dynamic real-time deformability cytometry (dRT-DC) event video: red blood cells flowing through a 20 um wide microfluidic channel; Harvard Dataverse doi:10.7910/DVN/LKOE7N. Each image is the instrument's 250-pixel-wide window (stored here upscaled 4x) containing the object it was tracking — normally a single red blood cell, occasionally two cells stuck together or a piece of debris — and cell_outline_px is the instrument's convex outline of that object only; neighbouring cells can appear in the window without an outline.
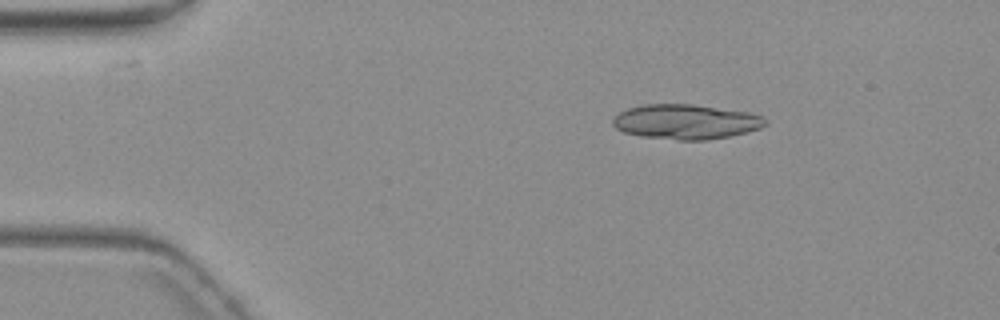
{"species": "common noctule bat (a hibernating species)", "species_latin": "Nyctalus noctula", "temperature_condition": "warm", "stored_images_in_passage": 3, "camera_frame_rate_fps": 3000, "um_per_image_px": 0.085, "animal": {"sex": "female", "body_mass_g": 19.3, "forearm_length_mm": 54.1}, "frame": {"image": 1, "passage_image": 1, "time_ms": 0.0, "image_size_px": [1000, 320], "cell_outline_px": [[768, 124], [760, 128], [748, 132], [708, 140], [676, 140], [640, 136], [624, 132], [616, 128], [612, 124], [612, 120], [620, 112], [628, 108], [644, 104], [692, 104], [748, 112], [760, 116], [768, 120]], "centroid_in_image_um": [58.3, 10.35], "position_along_channel_um": 26.7, "area_um2": 30.98}}